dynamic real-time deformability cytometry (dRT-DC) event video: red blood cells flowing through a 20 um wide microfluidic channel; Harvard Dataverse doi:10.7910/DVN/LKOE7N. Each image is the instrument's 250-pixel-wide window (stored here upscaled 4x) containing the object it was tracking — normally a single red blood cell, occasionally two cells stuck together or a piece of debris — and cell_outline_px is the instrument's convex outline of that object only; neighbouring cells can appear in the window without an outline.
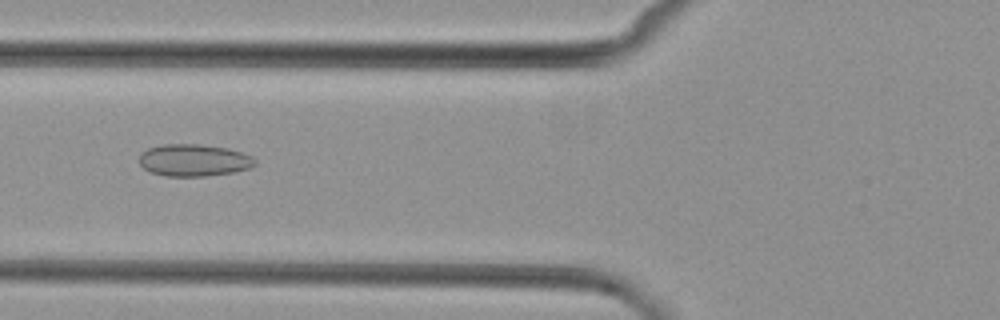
{"species": "common noctule bat (a hibernating species)", "species_latin": "Nyctalus noctula", "temperature_condition": "cold", "stored_images_in_passage": 8, "camera_frame_rate_fps": 3000, "um_per_image_px": 0.085, "animal": {"sex": "female", "body_mass_g": 29.2, "forearm_length_mm": 56.3}, "frame": {"image": 1, "passage_image": 6, "time_ms": 5.667, "image_size_px": [1000, 320], "cell_outline_px": [[256, 164], [248, 168], [236, 172], [204, 176], [164, 176], [152, 172], [144, 168], [140, 164], [140, 152], [148, 148], [164, 144], [200, 144], [228, 148], [252, 156], [256, 160]], "centroid_in_image_um": [16.48, 13.61], "position_along_channel_um": 109.3, "area_um2": 21.68}}
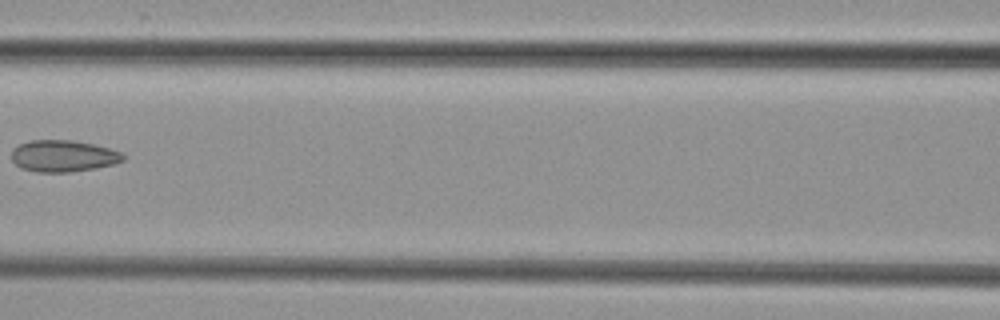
{"frame": {"image": 2, "passage_image": 7, "time_ms": 7.0, "image_size_px": [1000, 320], "cell_outline_px": [[124, 160], [112, 164], [96, 168], [72, 172], [36, 172], [20, 168], [12, 160], [12, 148], [28, 140], [72, 140], [92, 144], [108, 148], [120, 152], [124, 156]], "centroid_in_image_um": [5.33, 13.26], "position_along_channel_um": 161.3, "area_um2": 20.58}}
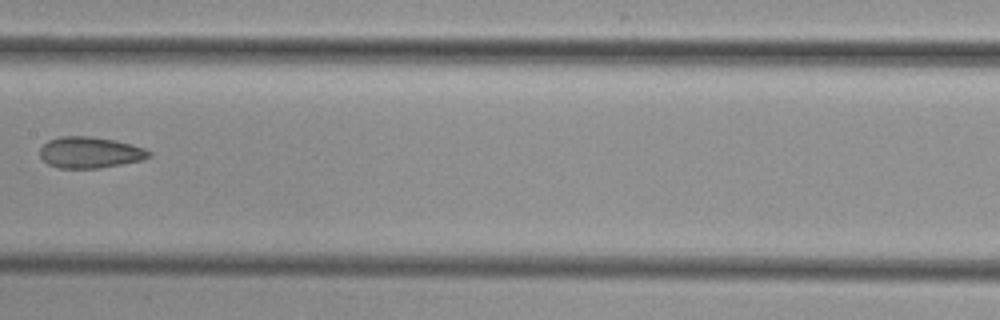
{"frame": {"image": 3, "passage_image": 8, "time_ms": 8.0, "image_size_px": [1000, 320], "cell_outline_px": [[152, 156], [144, 160], [100, 168], [56, 168], [48, 164], [40, 156], [40, 148], [48, 140], [60, 136], [88, 136], [116, 140], [132, 144], [144, 148], [152, 152]], "centroid_in_image_um": [7.68, 12.96], "position_along_channel_um": 199.7, "area_um2": 20.06}}